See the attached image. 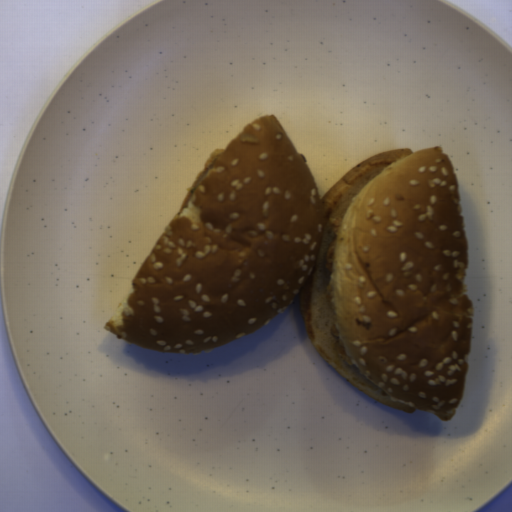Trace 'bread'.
Listing matches in <instances>:
<instances>
[{
    "mask_svg": "<svg viewBox=\"0 0 512 512\" xmlns=\"http://www.w3.org/2000/svg\"><path fill=\"white\" fill-rule=\"evenodd\" d=\"M447 154L441 145L376 153L320 197L281 121L256 117L207 155L103 328L194 355L298 303L310 345L348 383L387 407L449 421L464 396L474 304ZM330 216L341 225L329 273Z\"/></svg>",
    "mask_w": 512,
    "mask_h": 512,
    "instance_id": "1",
    "label": "bread"
}]
</instances>
